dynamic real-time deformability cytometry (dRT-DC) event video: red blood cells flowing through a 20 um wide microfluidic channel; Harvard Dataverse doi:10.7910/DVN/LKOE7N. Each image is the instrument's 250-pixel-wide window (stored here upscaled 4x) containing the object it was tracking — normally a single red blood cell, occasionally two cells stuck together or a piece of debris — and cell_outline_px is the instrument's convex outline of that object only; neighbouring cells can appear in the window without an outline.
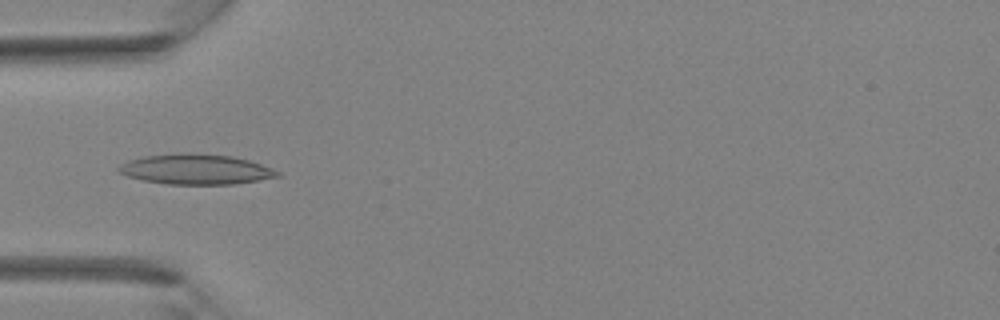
{"species": "Egyptian fruit bat (a non-hibernating species)", "species_latin": "Rousettus aegyptiacus", "temperature_condition": "room temperature", "stored_images_in_passage": 37, "camera_frame_rate_fps": 3000, "um_per_image_px": 0.085, "animal": {"sex": "female"}, "frame": {"image": 1, "passage_image": 12, "time_ms": 3.667, "image_size_px": [1000, 320], "cell_outline_px": [[280, 176], [232, 184], [168, 184], [144, 180], [128, 176], [120, 172], [116, 168], [120, 164], [128, 160], [144, 156], [232, 156], [248, 160], [272, 168], [280, 172]], "centroid_in_image_um": [16.65, 14.44], "position_along_channel_um": 68.3, "area_um2": 26.47}}
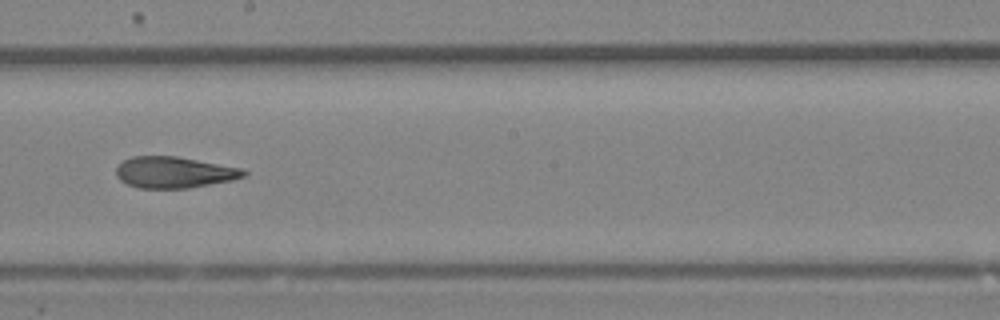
{"frame": {"image": 2, "passage_image": 21, "time_ms": 6.667, "image_size_px": [1000, 320], "cell_outline_px": [[248, 172], [244, 176], [232, 180], [188, 188], [140, 188], [128, 184], [120, 180], [116, 176], [116, 168], [124, 160], [132, 156], [176, 156], [244, 168]], "centroid_in_image_um": [14.82, 14.64], "position_along_channel_um": 233.4, "area_um2": 23.24}}
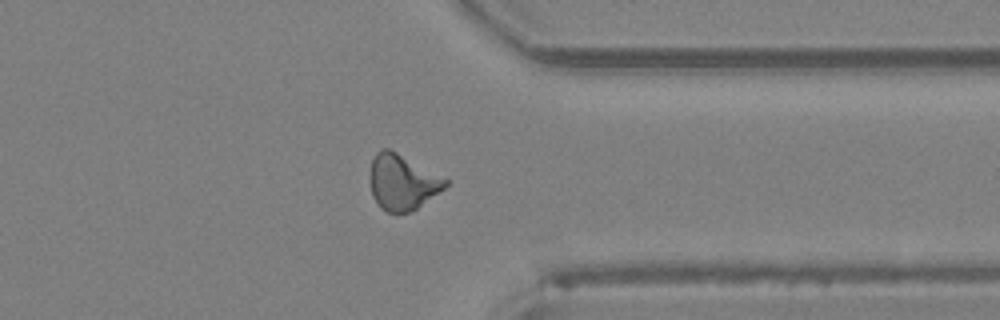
{"frame": {"image": 3, "passage_image": 29, "time_ms": 9.333, "image_size_px": [1000, 320], "cell_outline_px": [[448, 184], [444, 188], [416, 208], [408, 212], [388, 212], [380, 208], [372, 196], [368, 180], [368, 176], [372, 160], [376, 152], [380, 148], [388, 148], [396, 152], [448, 180]], "centroid_in_image_um": [34.12, 15.48], "position_along_channel_um": 377.3, "area_um2": 24.16}}